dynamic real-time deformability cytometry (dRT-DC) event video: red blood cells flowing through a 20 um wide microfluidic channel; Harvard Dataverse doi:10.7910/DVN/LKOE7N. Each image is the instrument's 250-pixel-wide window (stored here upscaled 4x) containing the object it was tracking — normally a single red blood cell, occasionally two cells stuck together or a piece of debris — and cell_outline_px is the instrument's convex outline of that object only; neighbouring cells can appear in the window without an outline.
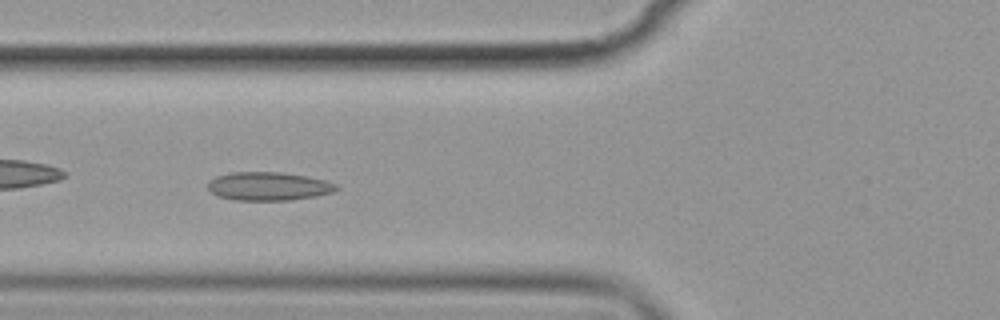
{"species": "common noctule bat (a hibernating species)", "species_latin": "Nyctalus noctula", "temperature_condition": "cold", "stored_images_in_passage": 8, "camera_frame_rate_fps": 3000, "um_per_image_px": 0.085, "animal": {"sex": "female", "body_mass_g": 19.9}, "frame": {"image": 1, "passage_image": 7, "time_ms": 7.333, "image_size_px": [1000, 320], "cell_outline_px": [[340, 188], [332, 192], [316, 196], [288, 200], [236, 200], [216, 196], [208, 188], [208, 180], [216, 176], [232, 172], [280, 172], [308, 176], [324, 180], [336, 184]], "centroid_in_image_um": [22.81, 15.83], "position_along_channel_um": 103.0, "area_um2": 21.33}}
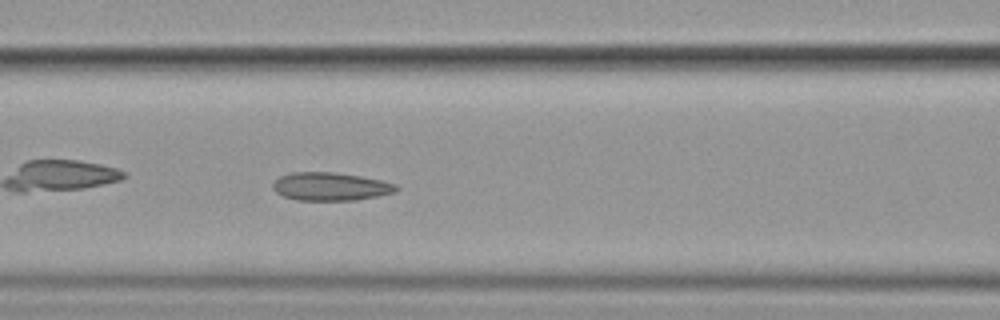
{"frame": {"image": 2, "passage_image": 8, "time_ms": 8.333, "image_size_px": [1000, 320], "cell_outline_px": [[400, 188], [396, 192], [356, 200], [296, 200], [284, 196], [276, 192], [272, 188], [272, 184], [280, 176], [288, 172], [332, 172], [360, 176], [380, 180], [396, 184]], "centroid_in_image_um": [28.08, 15.85], "position_along_channel_um": 138.5, "area_um2": 20.23}}